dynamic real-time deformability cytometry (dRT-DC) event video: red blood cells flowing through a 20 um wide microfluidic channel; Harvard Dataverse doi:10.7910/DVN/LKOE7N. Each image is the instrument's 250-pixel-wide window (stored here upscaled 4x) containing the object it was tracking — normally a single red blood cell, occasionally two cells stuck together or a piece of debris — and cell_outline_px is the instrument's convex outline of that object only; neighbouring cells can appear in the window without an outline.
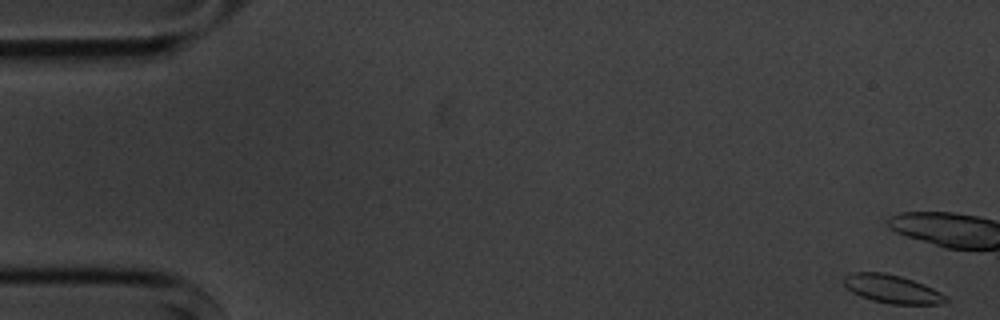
{"species": "common noctule bat (a hibernating species)", "species_latin": "Nyctalus noctula", "temperature_condition": "cold", "stored_images_in_passage": 6, "camera_frame_rate_fps": 3000, "um_per_image_px": 0.085, "animal": {"sex": "male", "body_mass_g": 20.1, "forearm_length_mm": 53.5}, "frame": {"image": 1, "passage_image": 1, "time_ms": 0.0, "image_size_px": [1000, 320], "cell_outline_px": [[948, 300], [944, 304], [888, 304], [872, 300], [860, 296], [852, 292], [840, 280], [844, 276], [852, 272], [884, 272], [900, 276], [924, 284], [940, 292]], "centroid_in_image_um": [75.78, 24.56], "position_along_channel_um": 9.2, "area_um2": 16.88}}
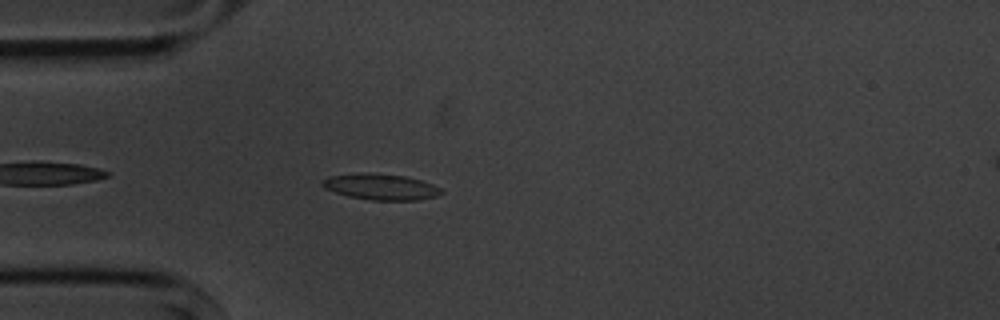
{"frame": {"image": 2, "passage_image": 6, "time_ms": 6.667, "image_size_px": [1000, 320], "cell_outline_px": [[444, 192], [436, 196], [420, 200], [372, 200], [348, 196], [324, 188], [320, 184], [320, 180], [328, 176], [368, 172], [404, 176], [420, 180], [432, 184], [440, 188]], "centroid_in_image_um": [32.34, 15.88], "position_along_channel_um": 52.7, "area_um2": 18.03}}